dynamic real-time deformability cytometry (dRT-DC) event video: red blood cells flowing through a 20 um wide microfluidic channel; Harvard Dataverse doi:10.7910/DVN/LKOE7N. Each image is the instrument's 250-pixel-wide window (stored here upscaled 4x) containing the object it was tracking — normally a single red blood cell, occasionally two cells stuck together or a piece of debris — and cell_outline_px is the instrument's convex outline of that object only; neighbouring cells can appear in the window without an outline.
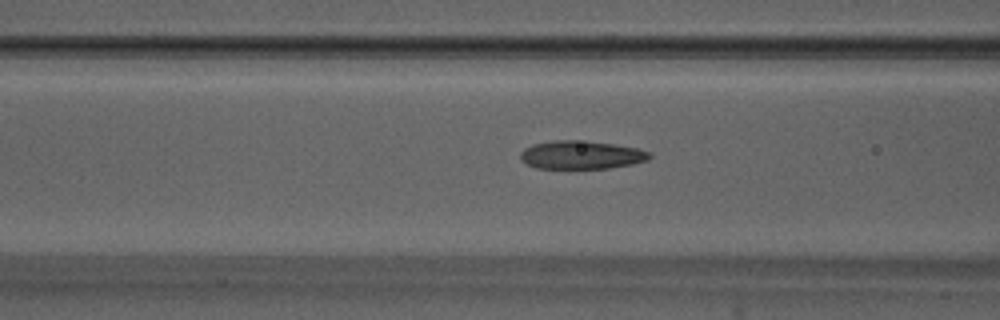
{"species": "Egyptian fruit bat (a non-hibernating species)", "species_latin": "Rousettus aegyptiacus", "temperature_condition": "warm", "stored_images_in_passage": 14, "camera_frame_rate_fps": 3000, "um_per_image_px": 0.085, "animal": {"sex": "male"}, "frame": {"image": 1, "passage_image": 12, "time_ms": 3.667, "image_size_px": [1000, 320], "cell_outline_px": [[652, 156], [648, 160], [632, 164], [608, 168], [536, 168], [520, 160], [520, 152], [524, 148], [532, 144], [552, 140], [576, 140], [616, 144], [636, 148], [652, 152]], "centroid_in_image_um": [49.4, 13.16], "position_along_channel_um": 117.2, "area_um2": 21.39}}